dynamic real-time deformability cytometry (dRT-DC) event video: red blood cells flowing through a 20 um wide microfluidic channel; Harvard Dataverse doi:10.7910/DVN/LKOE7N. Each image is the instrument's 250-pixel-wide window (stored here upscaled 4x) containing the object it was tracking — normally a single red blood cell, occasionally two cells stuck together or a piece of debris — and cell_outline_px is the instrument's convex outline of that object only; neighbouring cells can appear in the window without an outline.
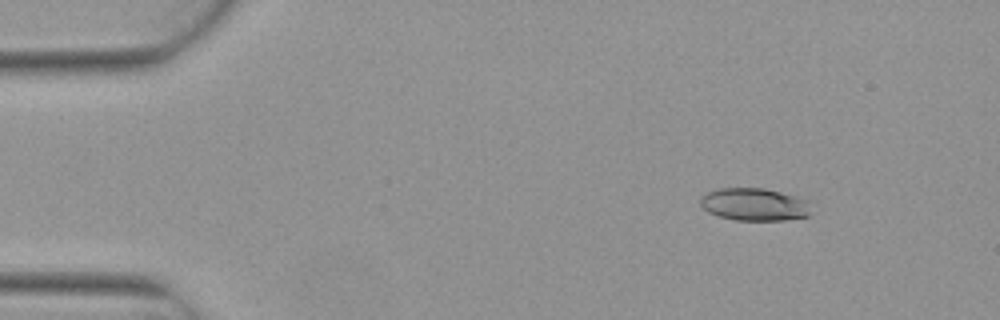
{"species": "Egyptian fruit bat (a non-hibernating species)", "species_latin": "Rousettus aegyptiacus", "temperature_condition": "warm", "stored_images_in_passage": 5, "camera_frame_rate_fps": 3000, "um_per_image_px": 0.085, "animal": {"sex": "female"}, "frame": {"image": 1, "passage_image": 2, "time_ms": 0.333, "image_size_px": [1000, 320], "cell_outline_px": [[808, 216], [784, 220], [736, 220], [720, 216], [708, 212], [700, 204], [700, 196], [708, 192], [720, 188], [764, 188], [796, 196], [808, 200]], "centroid_in_image_um": [64.09, 17.37], "position_along_channel_um": 20.9, "area_um2": 20.87}}